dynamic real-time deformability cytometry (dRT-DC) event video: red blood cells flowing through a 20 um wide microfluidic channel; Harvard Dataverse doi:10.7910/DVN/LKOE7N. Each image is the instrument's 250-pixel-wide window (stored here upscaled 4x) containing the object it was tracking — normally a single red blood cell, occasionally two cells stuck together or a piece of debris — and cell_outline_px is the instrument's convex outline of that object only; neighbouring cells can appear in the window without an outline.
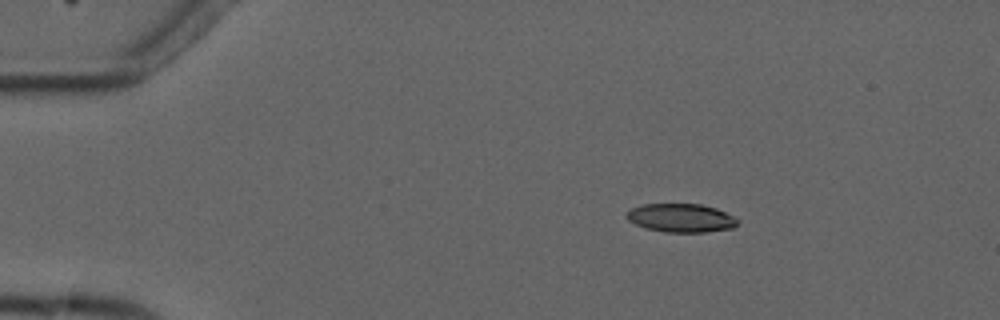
{"species": "common noctule bat (a hibernating species)", "species_latin": "Nyctalus noctula", "temperature_condition": "cold", "stored_images_in_passage": 6, "camera_frame_rate_fps": 3000, "um_per_image_px": 0.085, "animal": {"sex": "male", "forearm_length_mm": 52.5}, "frame": {"image": 1, "passage_image": 3, "time_ms": 2.333, "image_size_px": [1000, 320], "cell_outline_px": [[740, 220], [732, 228], [704, 232], [664, 232], [644, 228], [628, 220], [624, 216], [632, 208], [640, 204], [700, 204], [716, 208]], "centroid_in_image_um": [57.85, 18.52], "position_along_channel_um": 27.1, "area_um2": 18.44}}